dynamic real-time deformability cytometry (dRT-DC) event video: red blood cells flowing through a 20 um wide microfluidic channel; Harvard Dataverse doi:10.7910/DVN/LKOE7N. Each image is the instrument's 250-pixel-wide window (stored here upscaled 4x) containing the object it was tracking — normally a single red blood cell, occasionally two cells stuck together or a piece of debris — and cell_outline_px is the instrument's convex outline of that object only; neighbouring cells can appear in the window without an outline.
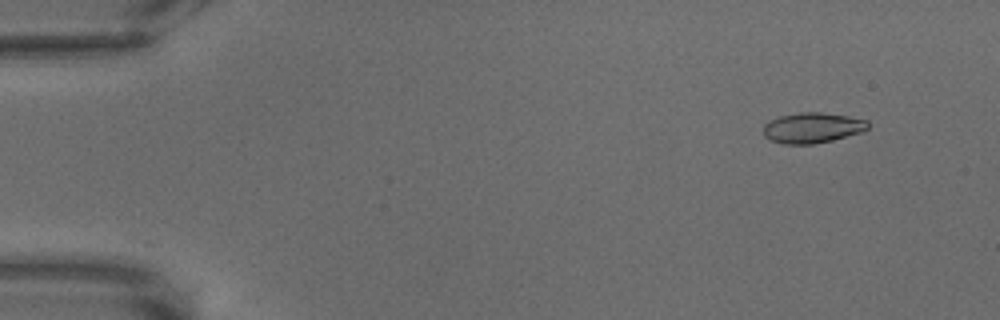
{"species": "common noctule bat (a hibernating species)", "species_latin": "Nyctalus noctula", "temperature_condition": "warm", "stored_images_in_passage": 64, "camera_frame_rate_fps": 3000, "um_per_image_px": 0.085, "animal": {"sex": "male", "body_mass_g": 18.8}, "frame": {"image": 1, "passage_image": 1, "time_ms": 0.0, "image_size_px": [1000, 320], "cell_outline_px": [[868, 128], [860, 132], [832, 140], [812, 144], [784, 144], [768, 140], [764, 136], [764, 124], [768, 120], [780, 116], [800, 112], [820, 112], [848, 116], [868, 120]], "centroid_in_image_um": [69.01, 10.86], "position_along_channel_um": 16.0, "area_um2": 18.55}}
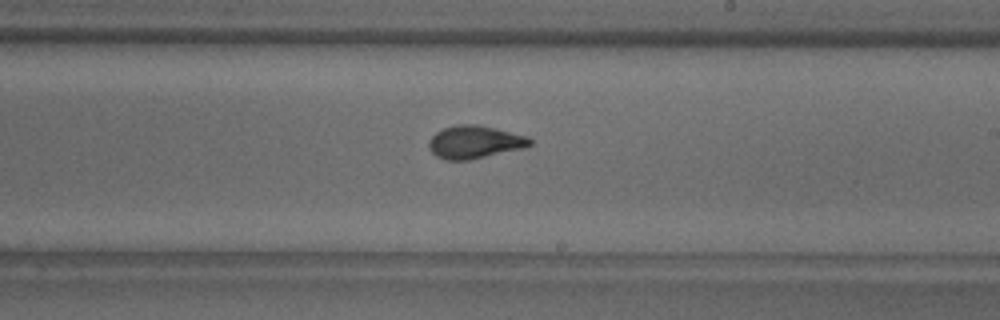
{"frame": {"image": 2, "passage_image": 36, "time_ms": 11.667, "image_size_px": [1000, 320], "cell_outline_px": [[532, 144], [524, 148], [468, 160], [444, 160], [436, 156], [428, 148], [428, 140], [436, 132], [444, 128], [456, 124], [476, 124], [496, 128], [528, 136], [532, 140]], "centroid_in_image_um": [40.33, 12.07], "position_along_channel_um": 248.7, "area_um2": 19.48}}
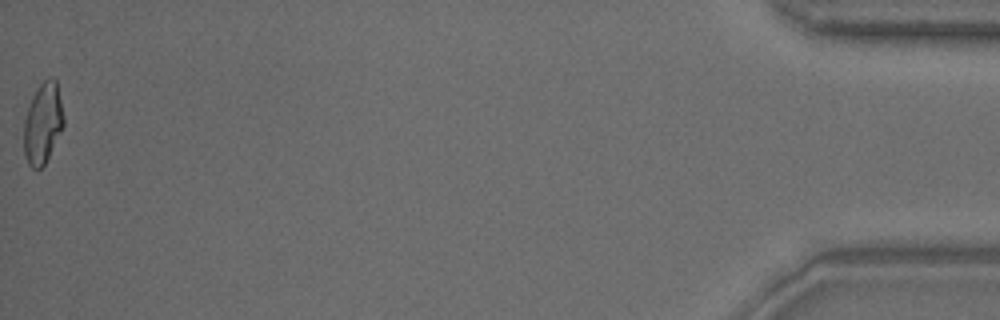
{"frame": {"image": 3, "passage_image": 64, "time_ms": 21.0, "image_size_px": [1000, 320], "cell_outline_px": [[64, 124], [44, 164], [40, 168], [32, 168], [28, 164], [24, 156], [24, 120], [32, 96], [40, 84], [48, 76], [52, 76], [56, 80], [64, 116]], "centroid_in_image_um": [3.63, 10.44], "position_along_channel_um": 431.6, "area_um2": 18.55}}